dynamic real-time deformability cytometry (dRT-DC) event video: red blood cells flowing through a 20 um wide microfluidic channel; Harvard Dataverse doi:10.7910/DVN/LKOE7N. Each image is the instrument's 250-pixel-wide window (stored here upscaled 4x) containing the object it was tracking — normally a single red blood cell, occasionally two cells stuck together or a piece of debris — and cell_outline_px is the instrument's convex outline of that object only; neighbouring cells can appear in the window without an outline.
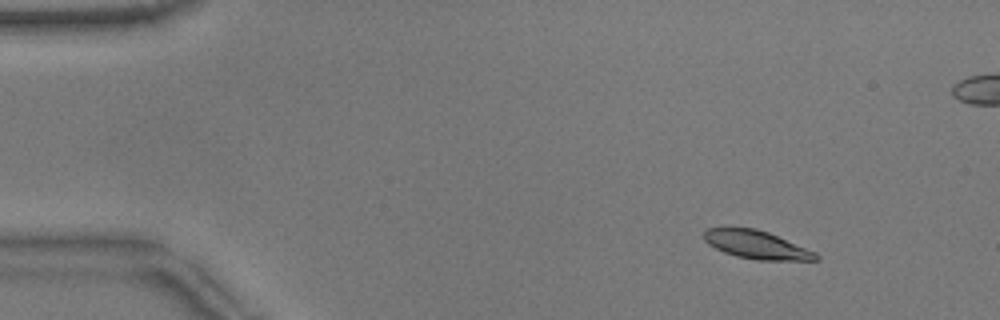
{"species": "common noctule bat (a hibernating species)", "species_latin": "Nyctalus noctula", "temperature_condition": "warm", "stored_images_in_passage": 4, "camera_frame_rate_fps": 3000, "um_per_image_px": 0.085, "animal": {"sex": "male", "body_mass_g": 17.9}, "frame": {"image": 1, "passage_image": 1, "time_ms": 0.0, "image_size_px": [1000, 320], "cell_outline_px": [[820, 260], [756, 260], [736, 256], [724, 252], [708, 244], [704, 240], [704, 232], [708, 228], [756, 228], [768, 232], [816, 252], [820, 256]], "centroid_in_image_um": [64.32, 20.81], "position_along_channel_um": 20.7, "area_um2": 18.26}}